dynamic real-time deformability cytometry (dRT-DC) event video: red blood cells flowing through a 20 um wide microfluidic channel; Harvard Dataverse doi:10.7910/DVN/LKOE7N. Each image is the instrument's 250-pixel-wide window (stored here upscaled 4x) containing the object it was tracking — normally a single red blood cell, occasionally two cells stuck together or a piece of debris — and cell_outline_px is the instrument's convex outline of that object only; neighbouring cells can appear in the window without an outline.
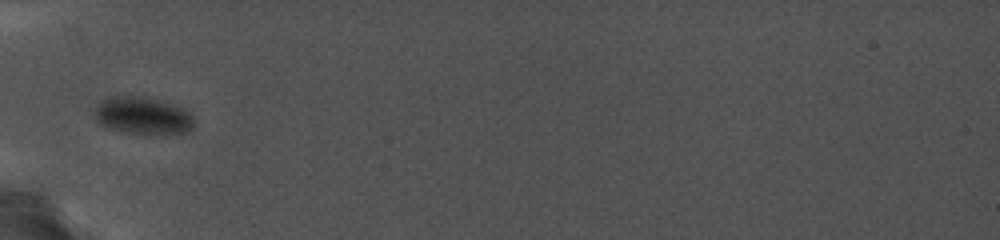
{"species": "common noctule bat (a hibernating species)", "species_latin": "Nyctalus noctula", "temperature_condition": "cold", "stored_images_in_passage": 14, "camera_frame_rate_fps": 5000, "um_per_image_px": 0.085, "animal": {"sex": "female", "body_mass_g": 19.0, "forearm_length_mm": 56.7}, "frame": {"image": 1, "passage_image": 5, "time_ms": 4.4, "image_size_px": [1000, 240], "cell_outline_px": [[192, 128], [188, 132], [120, 132], [108, 128], [100, 124], [96, 116], [96, 108], [104, 100], [116, 96], [132, 96], [168, 104], [180, 108], [192, 120]], "centroid_in_image_um": [12.05, 9.85], "position_along_channel_um": 73.0, "area_um2": 19.94}}
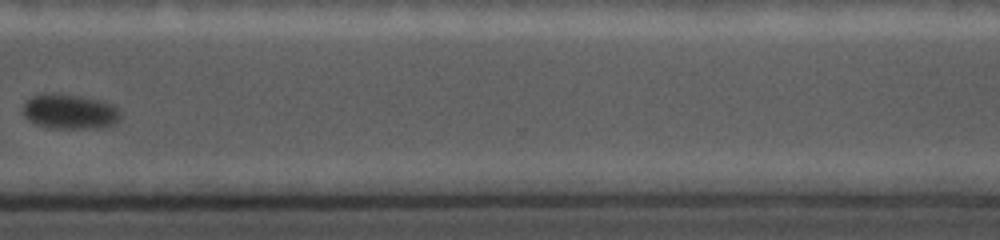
{"frame": {"image": 2, "passage_image": 12, "time_ms": 12.8, "image_size_px": [1000, 240], "cell_outline_px": [[120, 120], [112, 124], [96, 128], [56, 128], [36, 124], [28, 120], [24, 112], [24, 104], [32, 96], [52, 92], [56, 92], [80, 96], [112, 104], [120, 112]], "centroid_in_image_um": [5.92, 9.47], "position_along_channel_um": 364.7, "area_um2": 19.54}}
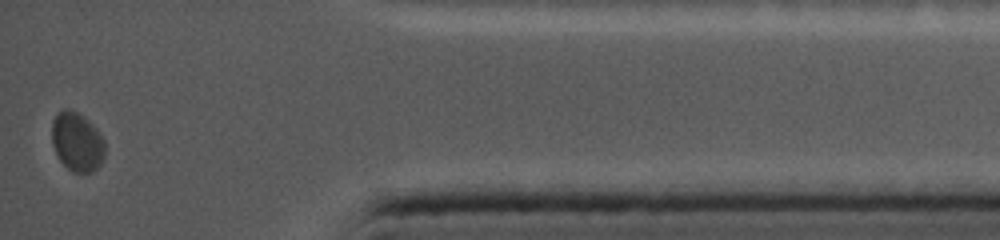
{"frame": {"image": 3, "passage_image": 14, "time_ms": 15.2, "image_size_px": [1000, 240], "cell_outline_px": [[104, 156], [100, 164], [92, 172], [72, 172], [60, 160], [52, 144], [52, 120], [64, 108], [76, 112], [88, 120], [96, 128], [104, 140]], "centroid_in_image_um": [6.55, 12.06], "position_along_channel_um": 428.7, "area_um2": 17.98}}